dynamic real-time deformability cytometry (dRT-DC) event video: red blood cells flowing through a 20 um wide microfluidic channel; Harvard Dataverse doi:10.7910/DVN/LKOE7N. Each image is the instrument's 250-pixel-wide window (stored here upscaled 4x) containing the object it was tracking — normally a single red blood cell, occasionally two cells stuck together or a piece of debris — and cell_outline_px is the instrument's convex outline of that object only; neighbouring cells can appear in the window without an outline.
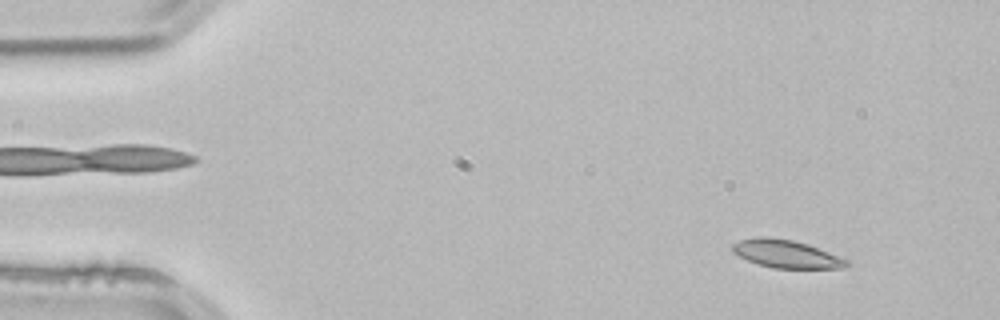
{"species": "common noctule bat (a hibernating species)", "species_latin": "Nyctalus noctula", "temperature_condition": "room temperature", "stored_images_in_passage": 4, "camera_frame_rate_fps": 3000, "um_per_image_px": 0.085, "animal": {"sex": "male", "body_mass_g": 21.5, "forearm_length_mm": 52.0}, "frame": {"image": 1, "passage_image": 1, "time_ms": 0.0, "image_size_px": [1000, 320], "cell_outline_px": [[852, 264], [844, 268], [772, 268], [756, 264], [732, 252], [732, 244], [740, 240], [756, 236], [764, 236], [792, 240], [808, 244], [848, 260]], "centroid_in_image_um": [66.82, 21.58], "position_along_channel_um": 18.2, "area_um2": 18.61}}
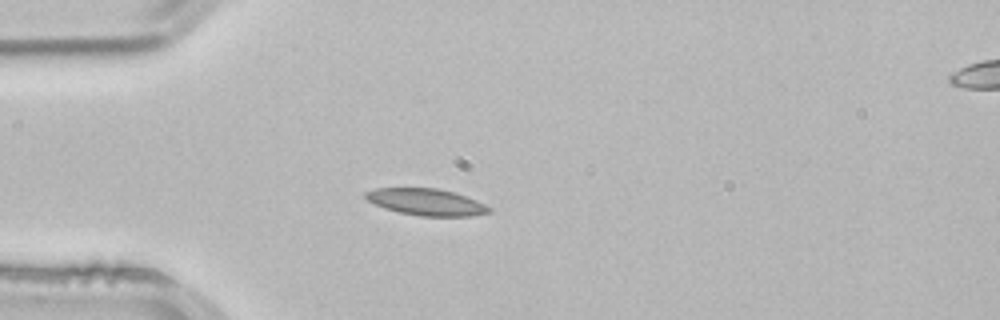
{"frame": {"image": 2, "passage_image": 3, "time_ms": 0.667, "image_size_px": [1000, 320], "cell_outline_px": [[492, 212], [472, 216], [420, 216], [400, 212], [384, 208], [364, 200], [364, 192], [376, 188], [436, 188], [452, 192], [476, 200], [492, 208]], "centroid_in_image_um": [36.2, 17.17], "position_along_channel_um": 48.8, "area_um2": 19.25}}